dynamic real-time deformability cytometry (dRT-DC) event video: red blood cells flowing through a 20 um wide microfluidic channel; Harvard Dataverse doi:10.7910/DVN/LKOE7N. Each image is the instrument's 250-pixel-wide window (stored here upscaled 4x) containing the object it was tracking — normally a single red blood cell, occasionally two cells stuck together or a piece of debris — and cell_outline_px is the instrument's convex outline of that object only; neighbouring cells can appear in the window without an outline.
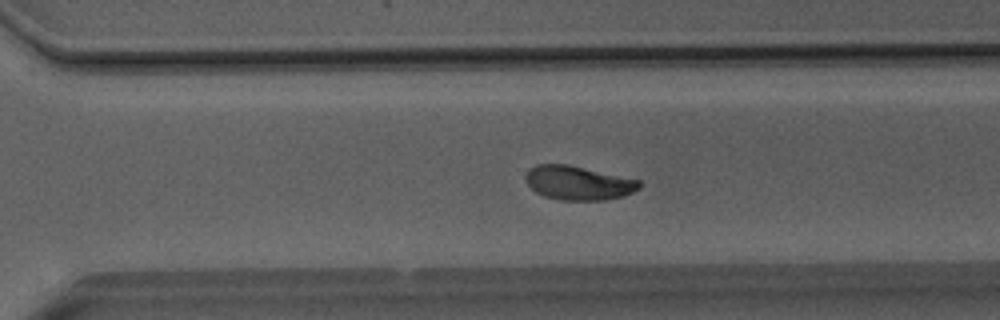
{"species": "Egyptian fruit bat (a non-hibernating species)", "species_latin": "Rousettus aegyptiacus", "temperature_condition": "room temperature", "stored_images_in_passage": 35, "camera_frame_rate_fps": 3000, "um_per_image_px": 0.085, "animal": {"sex": "male"}, "frame": {"image": 1, "passage_image": 20, "time_ms": 6.333, "image_size_px": [1000, 320], "cell_outline_px": [[644, 184], [640, 188], [624, 196], [604, 200], [560, 200], [544, 196], [536, 192], [524, 180], [524, 176], [528, 168], [536, 164], [568, 164], [640, 180]], "centroid_in_image_um": [49.15, 15.54], "position_along_channel_um": 321.5, "area_um2": 22.77}}
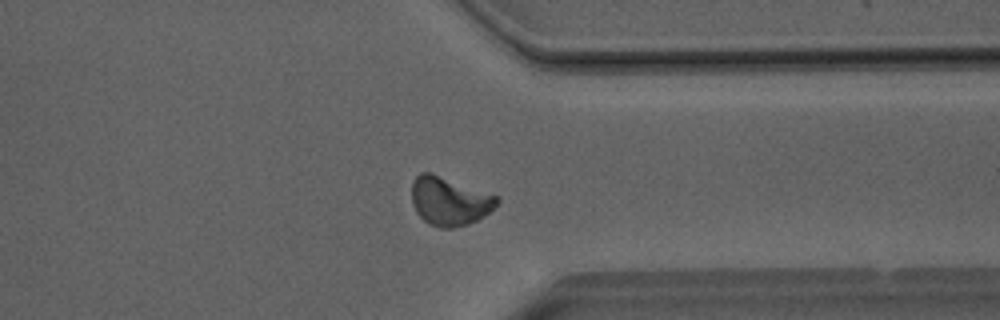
{"frame": {"image": 2, "passage_image": 24, "time_ms": 7.667, "image_size_px": [1000, 320], "cell_outline_px": [[500, 200], [484, 216], [468, 224], [452, 228], [440, 228], [428, 224], [416, 212], [412, 204], [412, 180], [420, 172], [428, 172], [496, 196]], "centroid_in_image_um": [38.14, 17.12], "position_along_channel_um": 373.3, "area_um2": 23.64}}
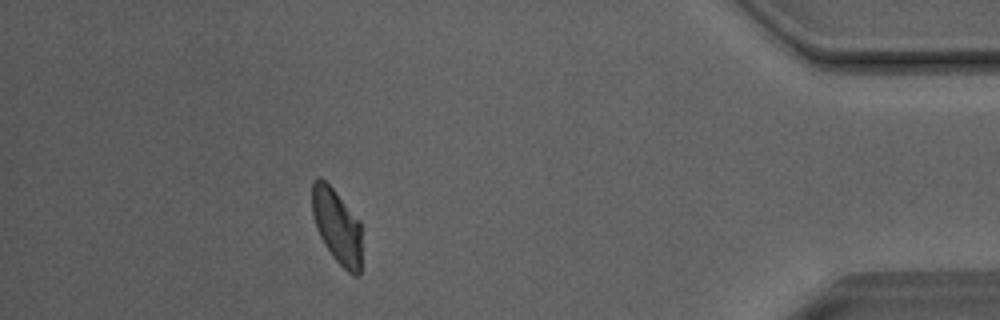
{"frame": {"image": 3, "passage_image": 30, "time_ms": 9.667, "image_size_px": [1000, 320], "cell_outline_px": [[360, 276], [352, 276], [332, 256], [324, 244], [316, 228], [312, 216], [312, 184], [316, 176], [320, 176], [332, 188], [360, 220]], "centroid_in_image_um": [28.62, 19.22], "position_along_channel_um": 406.6, "area_um2": 21.56}, "authors_computed_cell_mechanics": {"area_um2": 22.9466, "velocity_mm_per_s": 4.0162, "shape_relaxation_time_tau1_ms": 3.28, "shape_relaxation_time_tau2_ms": 2.8964, "deformation_change_tau1": 0.1304, "deformation_change_tau2": 0.0593}}